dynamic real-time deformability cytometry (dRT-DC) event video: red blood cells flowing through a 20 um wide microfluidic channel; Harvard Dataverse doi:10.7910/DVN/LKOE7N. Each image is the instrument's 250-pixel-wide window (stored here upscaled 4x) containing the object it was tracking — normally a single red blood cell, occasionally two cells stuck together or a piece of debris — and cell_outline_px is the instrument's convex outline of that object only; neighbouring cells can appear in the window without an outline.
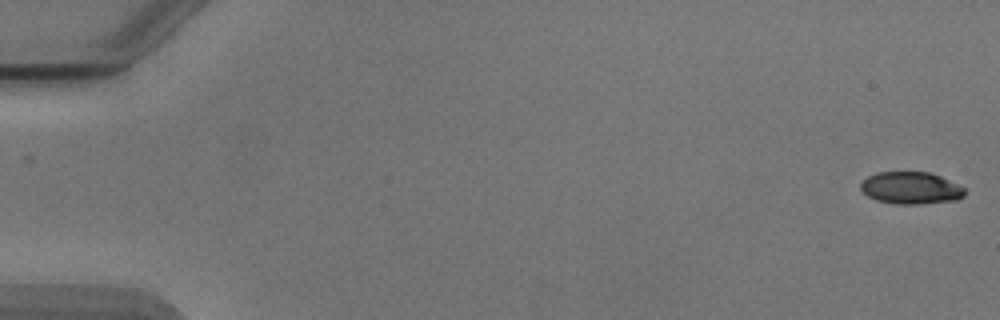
{"species": "Egyptian fruit bat (a non-hibernating species)", "species_latin": "Rousettus aegyptiacus", "temperature_condition": "cold", "stored_images_in_passage": 53, "camera_frame_rate_fps": 3000, "um_per_image_px": 0.085, "animal": {"sex": "male"}, "frame": {"image": 1, "passage_image": 1, "time_ms": 0.0, "image_size_px": [1000, 320], "cell_outline_px": [[968, 192], [960, 200], [920, 204], [896, 204], [876, 200], [868, 196], [860, 188], [860, 184], [868, 176], [876, 172], [928, 172], [940, 176], [964, 188]], "centroid_in_image_um": [77.45, 15.99], "position_along_channel_um": 7.6, "area_um2": 19.59}}
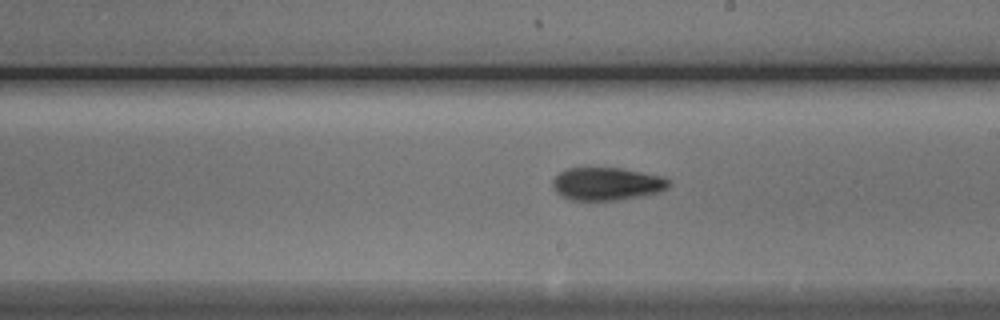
{"frame": {"image": 2, "passage_image": 31, "time_ms": 10.0, "image_size_px": [1000, 320], "cell_outline_px": [[668, 188], [660, 192], [640, 196], [616, 200], [572, 200], [560, 196], [556, 192], [552, 184], [552, 180], [560, 172], [568, 168], [624, 168], [660, 176], [668, 180]], "centroid_in_image_um": [51.55, 15.63], "position_along_channel_um": 237.5, "area_um2": 22.14}}
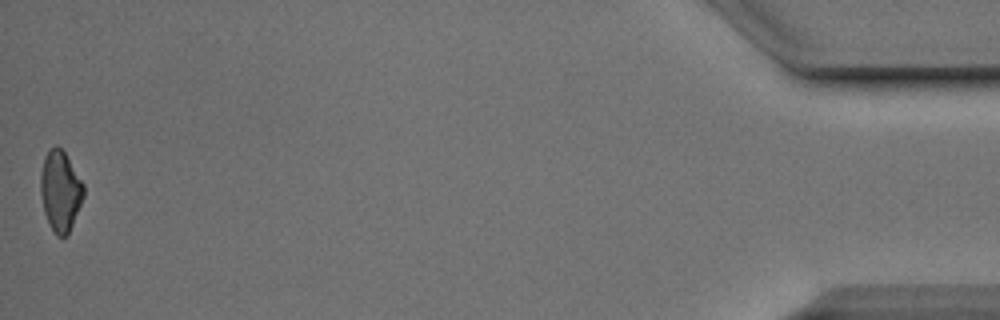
{"frame": {"image": 3, "passage_image": 53, "time_ms": 17.333, "image_size_px": [1000, 320], "cell_outline_px": [[84, 196], [72, 224], [68, 232], [64, 236], [56, 236], [48, 224], [44, 212], [40, 192], [40, 176], [44, 156], [56, 144], [64, 152], [84, 184]], "centroid_in_image_um": [5.11, 16.23], "position_along_channel_um": 430.1, "area_um2": 20.0}, "authors_computed_cell_mechanics": {"area_um2": 21.097, "velocity_mm_per_s": 3.9024, "shape_relaxation_time_tau1_ms": 8.3799, "shape_relaxation_time_tau2_ms": 3.5312, "deformation_change_tau1": 0.1654, "deformation_change_tau2": 0.11}}